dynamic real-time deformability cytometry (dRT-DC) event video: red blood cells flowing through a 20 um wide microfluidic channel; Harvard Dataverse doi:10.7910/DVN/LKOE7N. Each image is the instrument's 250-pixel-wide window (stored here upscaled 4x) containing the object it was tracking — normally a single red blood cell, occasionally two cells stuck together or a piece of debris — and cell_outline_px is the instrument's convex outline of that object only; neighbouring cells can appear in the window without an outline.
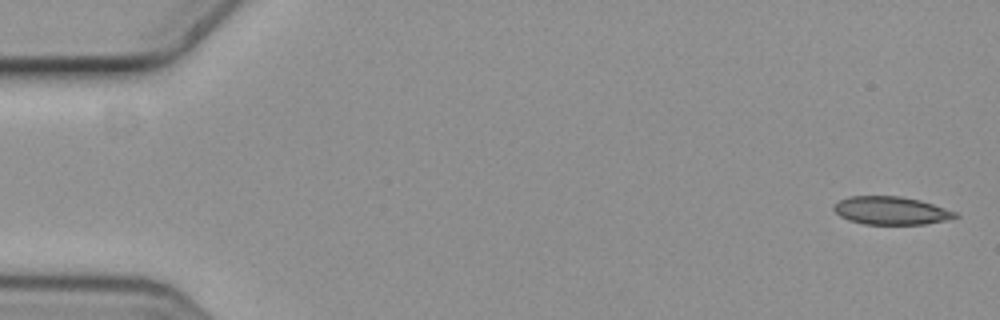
{"species": "common noctule bat (a hibernating species)", "species_latin": "Nyctalus noctula", "temperature_condition": "cold", "stored_images_in_passage": 7, "camera_frame_rate_fps": 3000, "um_per_image_px": 0.085, "animal": {"sex": "female", "body_mass_g": 19.3, "forearm_length_mm": 54.1}, "frame": {"image": 1, "passage_image": 1, "time_ms": 0.0, "image_size_px": [1000, 320], "cell_outline_px": [[960, 216], [948, 220], [924, 224], [864, 224], [848, 220], [840, 216], [832, 208], [840, 200], [848, 196], [900, 196], [920, 200], [956, 212]], "centroid_in_image_um": [75.74, 17.9], "position_along_channel_um": 9.3, "area_um2": 19.77}}
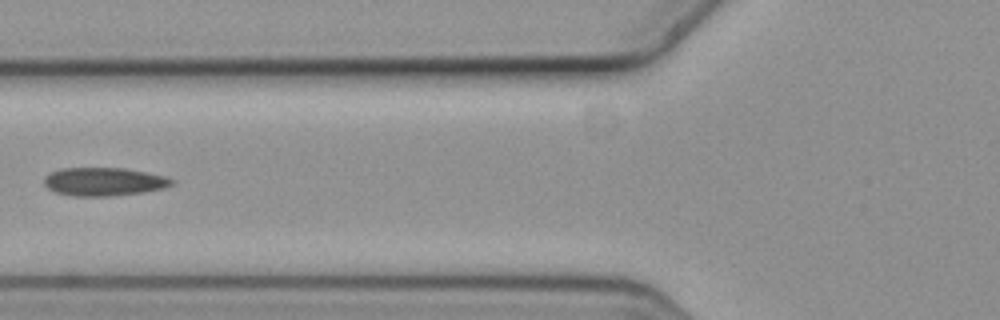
{"frame": {"image": 2, "passage_image": 6, "time_ms": 1.667, "image_size_px": [1000, 320], "cell_outline_px": [[172, 184], [164, 188], [144, 192], [112, 196], [72, 196], [56, 192], [48, 188], [44, 184], [44, 176], [60, 168], [124, 168], [164, 176], [172, 180]], "centroid_in_image_um": [8.79, 15.44], "position_along_channel_um": 117.0, "area_um2": 20.92}}
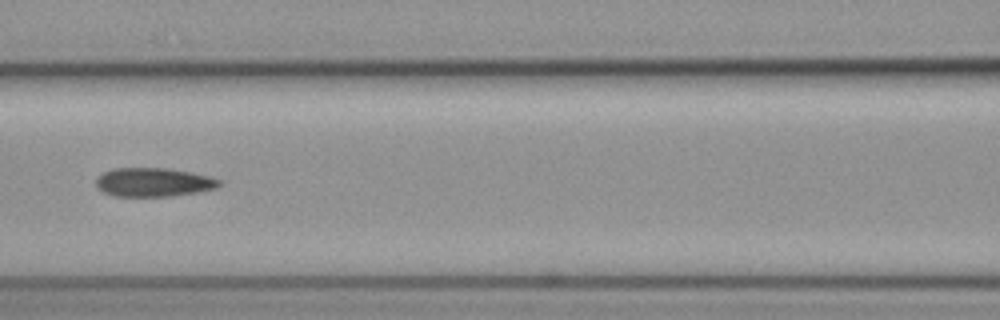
{"frame": {"image": 3, "passage_image": 7, "time_ms": 2.0, "image_size_px": [1000, 320], "cell_outline_px": [[220, 184], [216, 188], [200, 192], [172, 196], [112, 196], [96, 188], [96, 176], [112, 168], [168, 168], [192, 172], [208, 176], [220, 180]], "centroid_in_image_um": [13.02, 15.49], "position_along_channel_um": 153.6, "area_um2": 20.87}}